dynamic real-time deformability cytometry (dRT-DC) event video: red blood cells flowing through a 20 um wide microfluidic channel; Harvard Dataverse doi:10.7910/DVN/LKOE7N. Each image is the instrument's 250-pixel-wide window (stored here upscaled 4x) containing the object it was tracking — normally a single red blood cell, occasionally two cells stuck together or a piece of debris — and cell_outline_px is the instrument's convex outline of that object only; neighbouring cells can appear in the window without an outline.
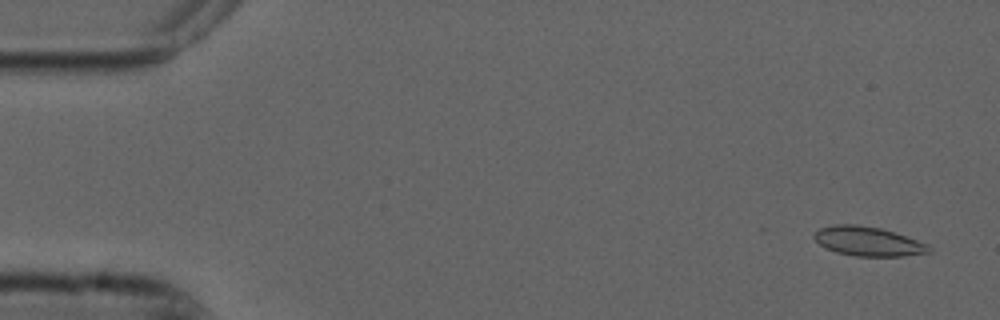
{"species": "common noctule bat (a hibernating species)", "species_latin": "Nyctalus noctula", "temperature_condition": "cold", "stored_images_in_passage": 20, "camera_frame_rate_fps": 3000, "um_per_image_px": 0.085, "animal": {"sex": "male", "forearm_length_mm": 52.5}, "frame": {"image": 1, "passage_image": 3, "time_ms": 0.667, "image_size_px": [1000, 320], "cell_outline_px": [[932, 252], [904, 256], [856, 256], [836, 252], [820, 244], [812, 236], [820, 228], [836, 224], [856, 224], [880, 228], [928, 244], [932, 248]], "centroid_in_image_um": [73.8, 20.52], "position_along_channel_um": 11.2, "area_um2": 19.36}}
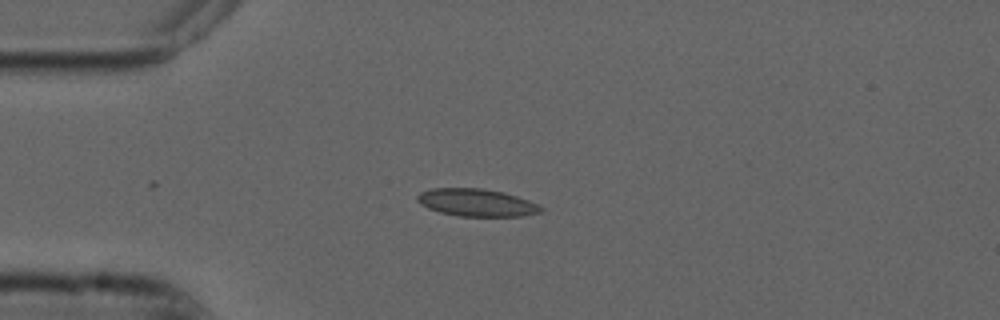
{"frame": {"image": 2, "passage_image": 14, "time_ms": 4.333, "image_size_px": [1000, 320], "cell_outline_px": [[544, 212], [524, 216], [460, 216], [440, 212], [428, 208], [420, 204], [416, 200], [416, 196], [420, 192], [432, 188], [484, 188], [504, 192], [528, 200], [544, 208]], "centroid_in_image_um": [40.51, 17.22], "position_along_channel_um": 44.5, "area_um2": 19.94}}
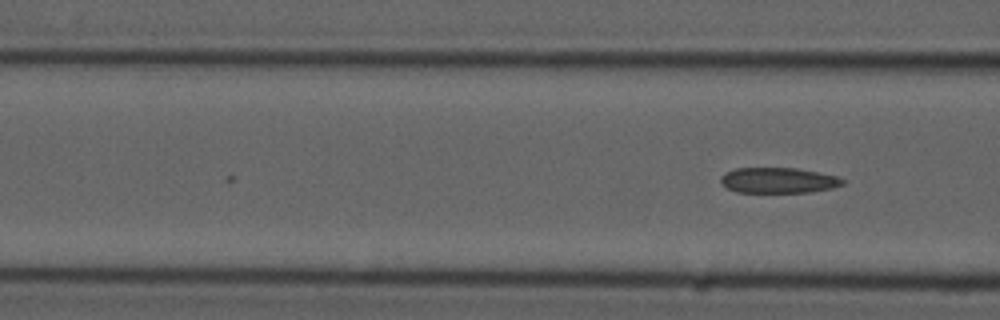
{"frame": {"image": 3, "passage_image": 20, "time_ms": 6.333, "image_size_px": [1000, 320], "cell_outline_px": [[844, 184], [832, 188], [812, 192], [736, 192], [720, 184], [720, 176], [724, 172], [736, 168], [796, 168], [836, 176], [844, 180]], "centroid_in_image_um": [66.11, 15.33], "position_along_channel_um": 100.5, "area_um2": 18.15}}